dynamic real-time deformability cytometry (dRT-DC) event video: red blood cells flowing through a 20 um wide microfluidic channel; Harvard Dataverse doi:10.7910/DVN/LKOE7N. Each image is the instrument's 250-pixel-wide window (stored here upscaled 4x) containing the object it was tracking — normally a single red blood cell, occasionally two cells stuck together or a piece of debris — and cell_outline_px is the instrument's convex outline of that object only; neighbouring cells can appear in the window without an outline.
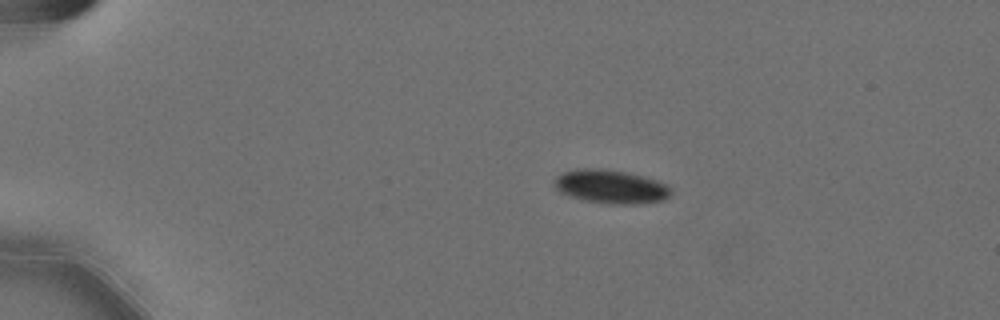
{"species": "Egyptian fruit bat (a non-hibernating species)", "species_latin": "Rousettus aegyptiacus", "temperature_condition": "cold", "stored_images_in_passage": 37, "camera_frame_rate_fps": 3000, "um_per_image_px": 0.085, "animal": {"sex": "female"}, "frame": {"image": 1, "passage_image": 1, "time_ms": 0.0, "image_size_px": [1000, 320], "cell_outline_px": [[672, 192], [664, 200], [640, 204], [608, 204], [584, 200], [560, 192], [556, 188], [556, 176], [564, 172], [576, 168], [600, 168], [628, 172], [656, 180], [668, 184], [672, 188]], "centroid_in_image_um": [51.97, 15.86], "position_along_channel_um": 33.0, "area_um2": 22.95}}
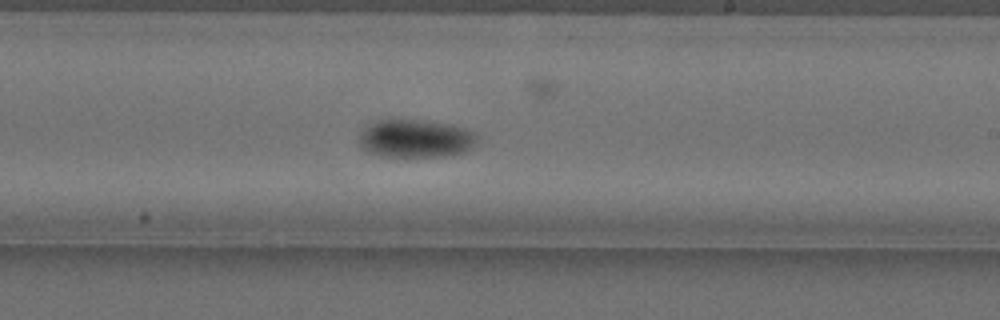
{"frame": {"image": 2, "passage_image": 25, "time_ms": 8.0, "image_size_px": [1000, 320], "cell_outline_px": [[476, 140], [472, 148], [464, 152], [444, 156], [380, 156], [368, 152], [360, 148], [360, 132], [364, 128], [376, 120], [424, 120], [448, 124], [464, 128], [476, 132]], "centroid_in_image_um": [35.31, 11.78], "position_along_channel_um": 253.7, "area_um2": 26.13}}
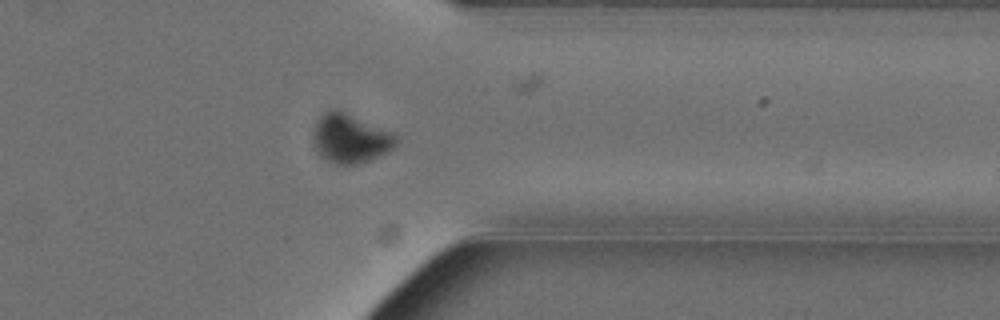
{"frame": {"image": 3, "passage_image": 36, "time_ms": 11.667, "image_size_px": [1000, 320], "cell_outline_px": [[400, 140], [388, 152], [380, 156], [360, 164], [336, 164], [320, 156], [316, 148], [312, 136], [316, 120], [324, 112], [336, 108], [340, 108], [392, 132], [400, 136]], "centroid_in_image_um": [29.8, 11.74], "position_along_channel_um": 381.6, "area_um2": 24.22}, "authors_computed_cell_mechanics": {"area_um2": 24.9118, "velocity_mm_per_s": 3.5714, "shape_relaxation_time_tau1_ms": 3.6889, "shape_relaxation_time_tau2_ms": null, "deformation_change_tau1": 0.0764, "deformation_change_tau2": null}}